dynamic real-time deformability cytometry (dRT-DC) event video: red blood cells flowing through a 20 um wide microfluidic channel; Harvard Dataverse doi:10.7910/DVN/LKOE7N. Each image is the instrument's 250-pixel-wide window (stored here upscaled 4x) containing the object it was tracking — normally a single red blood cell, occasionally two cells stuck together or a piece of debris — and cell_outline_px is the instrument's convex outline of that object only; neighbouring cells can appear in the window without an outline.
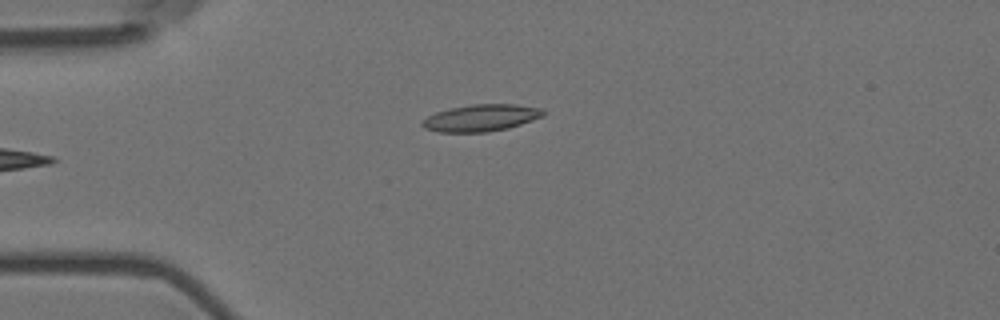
{"species": "Egyptian fruit bat (a non-hibernating species)", "species_latin": "Rousettus aegyptiacus", "temperature_condition": "room temperature", "stored_images_in_passage": 6, "camera_frame_rate_fps": 3000, "um_per_image_px": 0.085, "animal": {"sex": "female"}, "frame": {"image": 1, "passage_image": 6, "time_ms": 1.667, "image_size_px": [1000, 320], "cell_outline_px": [[544, 116], [508, 128], [488, 132], [436, 132], [424, 128], [420, 124], [420, 120], [436, 112], [452, 108], [472, 104], [516, 104], [544, 108]], "centroid_in_image_um": [40.88, 10.02], "position_along_channel_um": 44.1, "area_um2": 19.07}}